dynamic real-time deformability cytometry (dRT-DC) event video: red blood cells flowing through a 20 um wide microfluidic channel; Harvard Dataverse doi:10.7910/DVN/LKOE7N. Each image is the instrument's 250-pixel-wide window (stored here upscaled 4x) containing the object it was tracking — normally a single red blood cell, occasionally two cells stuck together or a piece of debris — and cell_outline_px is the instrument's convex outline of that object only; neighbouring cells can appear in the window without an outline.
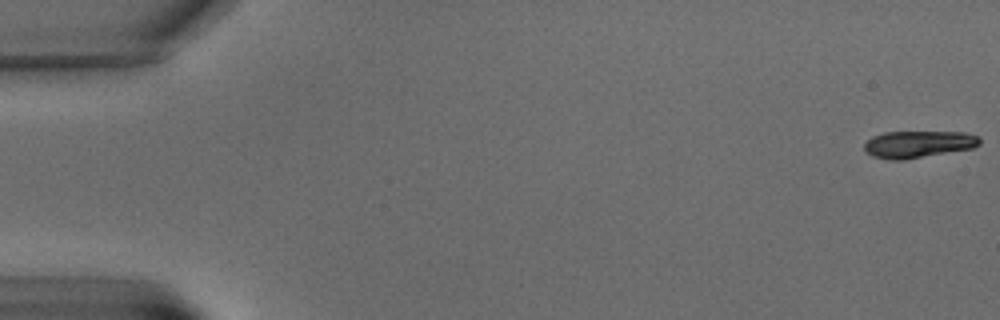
{"species": "common noctule bat (a hibernating species)", "species_latin": "Nyctalus noctula", "temperature_condition": "warm", "stored_images_in_passage": 7, "camera_frame_rate_fps": 3000, "um_per_image_px": 0.085, "animal": {"sex": "male", "body_mass_g": 15.6}, "frame": {"image": 1, "passage_image": 1, "time_ms": 0.0, "image_size_px": [1000, 320], "cell_outline_px": [[980, 144], [972, 148], [900, 160], [896, 160], [872, 156], [864, 148], [864, 144], [872, 136], [884, 132], [964, 132], [980, 136]], "centroid_in_image_um": [78.07, 12.24], "position_along_channel_um": 6.9, "area_um2": 17.86}}
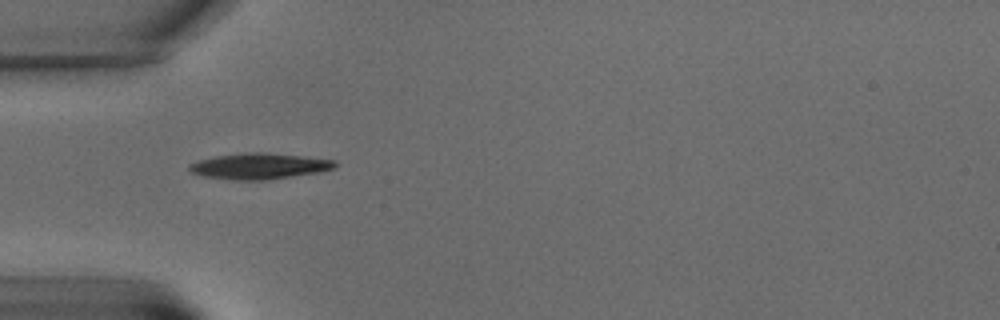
{"frame": {"image": 2, "passage_image": 6, "time_ms": 7.333, "image_size_px": [1000, 320], "cell_outline_px": [[336, 168], [316, 172], [264, 180], [236, 180], [204, 176], [192, 172], [188, 168], [188, 164], [200, 160], [216, 156], [248, 152], [260, 152], [300, 156], [336, 160]], "centroid_in_image_um": [22.02, 14.12], "position_along_channel_um": 63.0, "area_um2": 21.56}}